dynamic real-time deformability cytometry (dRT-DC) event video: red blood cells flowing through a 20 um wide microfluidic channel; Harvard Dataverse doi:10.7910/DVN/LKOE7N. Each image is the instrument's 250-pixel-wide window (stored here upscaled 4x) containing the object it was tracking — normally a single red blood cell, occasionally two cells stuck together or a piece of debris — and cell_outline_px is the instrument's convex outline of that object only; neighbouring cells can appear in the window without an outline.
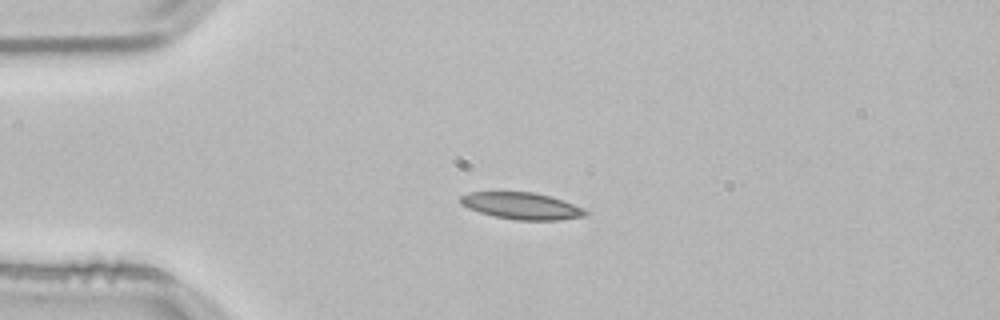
{"species": "common noctule bat (a hibernating species)", "species_latin": "Nyctalus noctula", "temperature_condition": "room temperature", "stored_images_in_passage": 36, "camera_frame_rate_fps": 3000, "um_per_image_px": 0.085, "animal": {"sex": "male", "body_mass_g": 21.5, "forearm_length_mm": 52.0}, "frame": {"image": 1, "passage_image": 1, "time_ms": 0.0, "image_size_px": [1000, 320], "cell_outline_px": [[588, 212], [584, 216], [556, 220], [516, 220], [496, 216], [480, 212], [468, 208], [460, 204], [460, 196], [468, 192], [532, 192], [552, 196], [584, 208]], "centroid_in_image_um": [44.33, 17.49], "position_along_channel_um": 40.7, "area_um2": 19.42}}
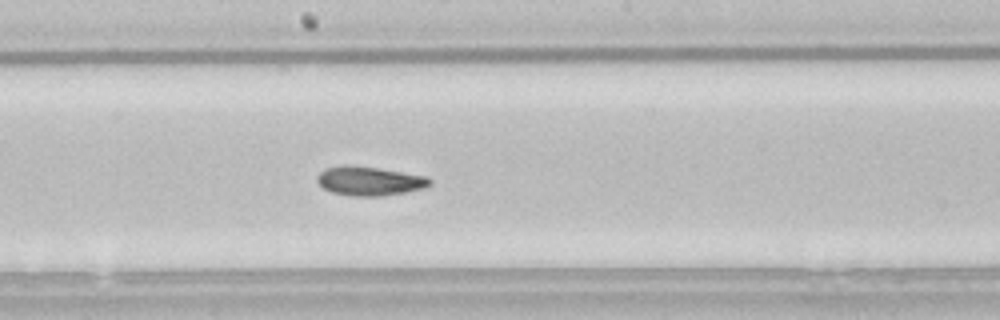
{"frame": {"image": 2, "passage_image": 17, "time_ms": 5.333, "image_size_px": [1000, 320], "cell_outline_px": [[432, 184], [424, 188], [404, 192], [380, 196], [352, 196], [332, 192], [324, 188], [316, 180], [316, 176], [324, 168], [340, 164], [348, 164], [380, 168], [428, 176], [432, 180]], "centroid_in_image_um": [31.4, 15.36], "position_along_channel_um": 216.8, "area_um2": 19.36}}
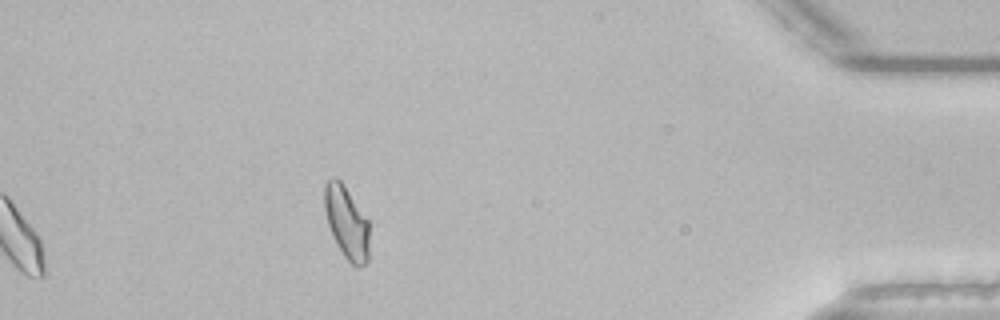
{"frame": {"image": 3, "passage_image": 36, "time_ms": 11.667, "image_size_px": [1000, 320], "cell_outline_px": [[368, 260], [360, 268], [356, 268], [344, 256], [336, 244], [332, 236], [328, 224], [324, 208], [324, 184], [332, 176], [336, 176], [340, 180], [368, 220]], "centroid_in_image_um": [29.44, 18.91], "position_along_channel_um": 405.8, "area_um2": 18.9}, "authors_computed_cell_mechanics": {"area_um2": 18.9873, "velocity_mm_per_s": 3.7983, "shape_relaxation_time_tau1_ms": null, "shape_relaxation_time_tau2_ms": 3.8206, "deformation_change_tau1": null, "deformation_change_tau2": 0.0971}}